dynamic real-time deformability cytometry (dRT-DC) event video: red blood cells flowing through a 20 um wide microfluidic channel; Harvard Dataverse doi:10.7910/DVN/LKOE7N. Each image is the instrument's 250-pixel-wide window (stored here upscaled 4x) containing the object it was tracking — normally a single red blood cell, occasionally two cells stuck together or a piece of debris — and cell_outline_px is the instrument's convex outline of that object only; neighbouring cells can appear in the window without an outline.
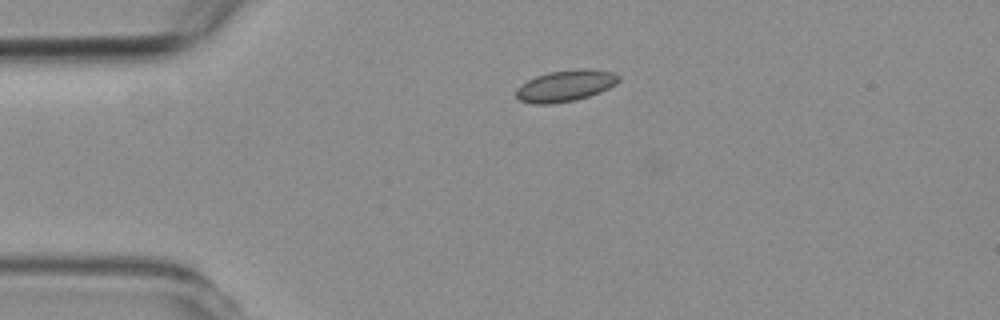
{"species": "common noctule bat (a hibernating species)", "species_latin": "Nyctalus noctula", "temperature_condition": "room temperature", "stored_images_in_passage": 2, "camera_frame_rate_fps": 3000, "um_per_image_px": 0.085, "animal": {"sex": "female", "body_mass_g": 19.3, "forearm_length_mm": 54.1}, "frame": {"image": 1, "passage_image": 1, "time_ms": 0.0, "image_size_px": [1000, 320], "cell_outline_px": [[620, 80], [616, 84], [600, 92], [576, 100], [548, 104], [532, 104], [520, 100], [516, 96], [516, 88], [520, 84], [536, 76], [548, 72], [572, 68], [588, 68], [612, 72], [620, 76]], "centroid_in_image_um": [48.06, 7.27], "position_along_channel_um": 36.9, "area_um2": 18.96}}